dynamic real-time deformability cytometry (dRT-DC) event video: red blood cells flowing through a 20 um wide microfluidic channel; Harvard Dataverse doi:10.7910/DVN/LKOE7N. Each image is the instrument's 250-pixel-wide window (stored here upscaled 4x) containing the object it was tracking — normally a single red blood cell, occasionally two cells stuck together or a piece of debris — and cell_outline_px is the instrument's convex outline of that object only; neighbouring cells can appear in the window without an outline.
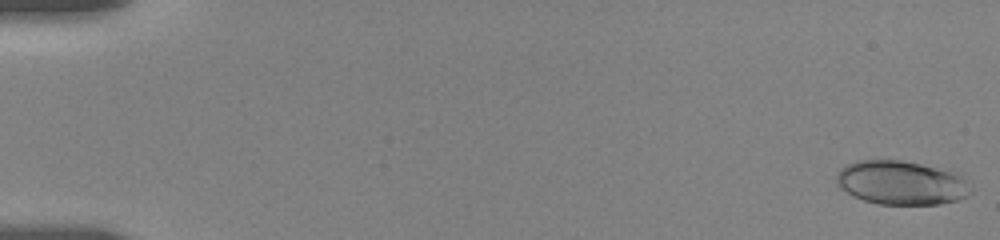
{"species": "human", "species_latin": "Homo sapiens", "temperature_condition": "room temperature", "stored_images_in_passage": 21, "camera_frame_rate_fps": 3000, "um_per_image_px": 0.085, "donor": {"sex": "female"}, "frame": {"image": 1, "passage_image": 1, "time_ms": 0.0, "image_size_px": [1000, 240], "cell_outline_px": [[972, 192], [956, 200], [940, 204], [876, 204], [852, 196], [840, 188], [836, 184], [836, 172], [840, 168], [856, 160], [900, 160], [920, 164], [952, 172], [964, 180]], "centroid_in_image_um": [76.5, 15.54], "position_along_channel_um": 8.5, "area_um2": 34.04}}
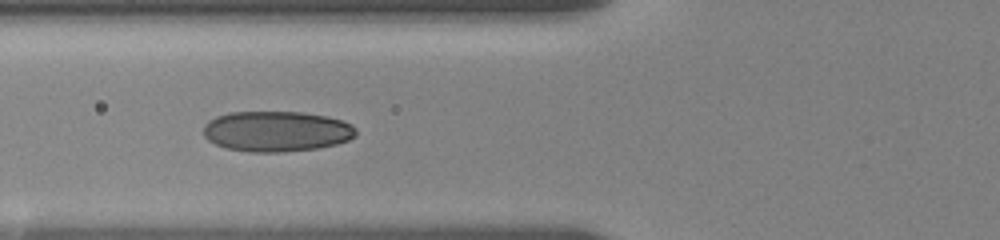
{"frame": {"image": 2, "passage_image": 13, "time_ms": 7.0, "image_size_px": [1000, 240], "cell_outline_px": [[356, 136], [348, 140], [336, 144], [316, 148], [284, 152], [248, 152], [224, 148], [208, 140], [204, 136], [204, 124], [208, 120], [216, 116], [228, 112], [300, 112], [324, 116], [340, 120], [352, 124], [356, 128]], "centroid_in_image_um": [23.47, 11.17], "position_along_channel_um": 102.3, "area_um2": 36.13}}
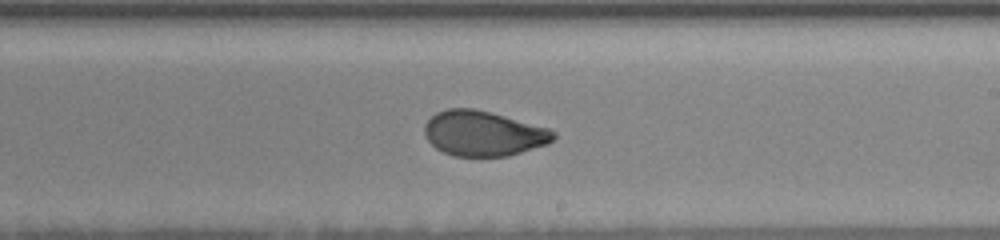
{"frame": {"image": 3, "passage_image": 21, "time_ms": 11.0, "image_size_px": [1000, 240], "cell_outline_px": [[556, 136], [548, 144], [508, 156], [452, 156], [436, 148], [428, 140], [424, 132], [424, 124], [436, 112], [448, 108], [472, 108], [504, 116], [548, 128], [556, 132]], "centroid_in_image_um": [41.07, 11.35], "position_along_channel_um": 247.9, "area_um2": 33.7}}